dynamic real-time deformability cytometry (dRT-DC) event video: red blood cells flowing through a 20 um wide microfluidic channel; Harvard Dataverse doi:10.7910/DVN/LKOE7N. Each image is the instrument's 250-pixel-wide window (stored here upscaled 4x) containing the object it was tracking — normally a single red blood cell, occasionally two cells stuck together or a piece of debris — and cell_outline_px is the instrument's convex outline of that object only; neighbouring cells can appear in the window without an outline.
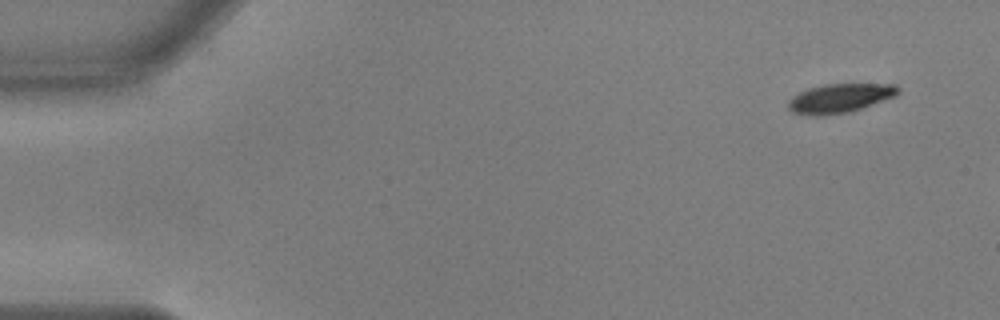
{"species": "common noctule bat (a hibernating species)", "species_latin": "Nyctalus noctula", "temperature_condition": "warm", "stored_images_in_passage": 7, "camera_frame_rate_fps": 3000, "um_per_image_px": 0.085, "animal": {"sex": "male", "body_mass_g": 17.9, "forearm_length_mm": 54.2}, "frame": {"image": 1, "passage_image": 1, "time_ms": 0.0, "image_size_px": [1000, 320], "cell_outline_px": [[900, 92], [896, 96], [848, 112], [820, 116], [792, 112], [788, 108], [788, 100], [792, 96], [808, 88], [824, 84], [896, 84], [900, 88]], "centroid_in_image_um": [71.39, 8.33], "position_along_channel_um": 13.6, "area_um2": 18.5}}